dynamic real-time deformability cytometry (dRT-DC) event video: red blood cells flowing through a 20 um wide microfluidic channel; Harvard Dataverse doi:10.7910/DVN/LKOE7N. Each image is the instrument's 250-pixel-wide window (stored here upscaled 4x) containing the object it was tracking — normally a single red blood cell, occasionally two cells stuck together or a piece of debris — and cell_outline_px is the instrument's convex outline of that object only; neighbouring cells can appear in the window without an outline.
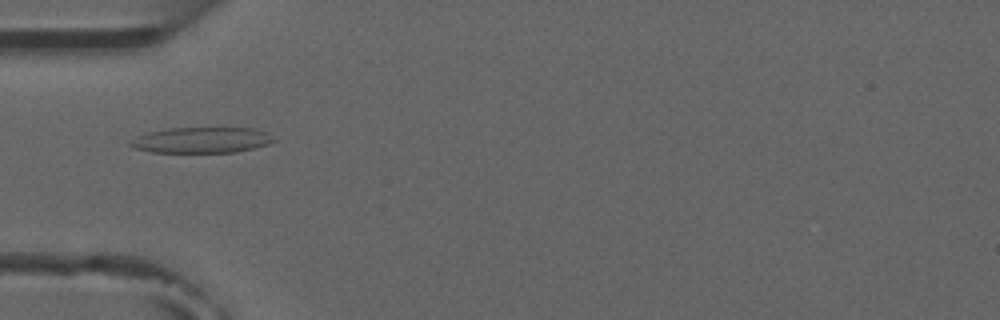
{"species": "common noctule bat (a hibernating species)", "species_latin": "Nyctalus noctula", "temperature_condition": "room temperature", "stored_images_in_passage": 8, "camera_frame_rate_fps": 3000, "um_per_image_px": 0.085, "animal": {"sex": "male", "forearm_length_mm": 52.5}, "frame": {"image": 1, "passage_image": 4, "time_ms": 4.333, "image_size_px": [1000, 320], "cell_outline_px": [[276, 140], [268, 144], [236, 152], [152, 152], [136, 148], [128, 144], [128, 140], [136, 136], [148, 132], [168, 128], [252, 128], [268, 132]], "centroid_in_image_um": [17.11, 11.9], "position_along_channel_um": 67.9, "area_um2": 21.5}}
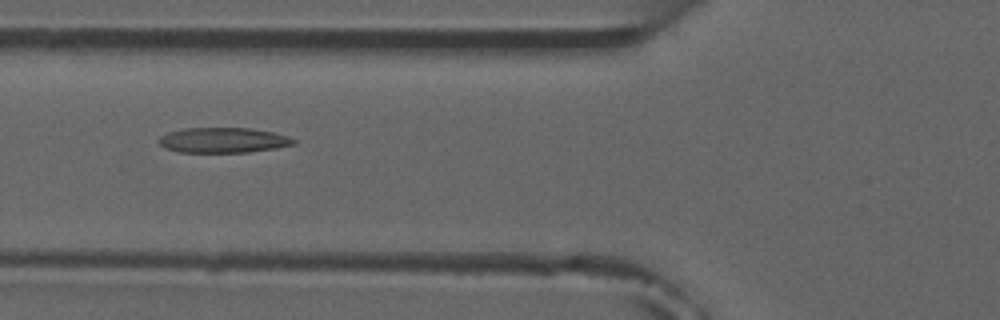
{"frame": {"image": 2, "passage_image": 5, "time_ms": 5.333, "image_size_px": [1000, 320], "cell_outline_px": [[296, 144], [276, 148], [248, 152], [180, 152], [164, 148], [156, 140], [160, 136], [168, 132], [184, 128], [252, 128], [272, 132], [288, 136], [296, 140]], "centroid_in_image_um": [18.95, 11.91], "position_along_channel_um": 106.8, "area_um2": 19.88}}
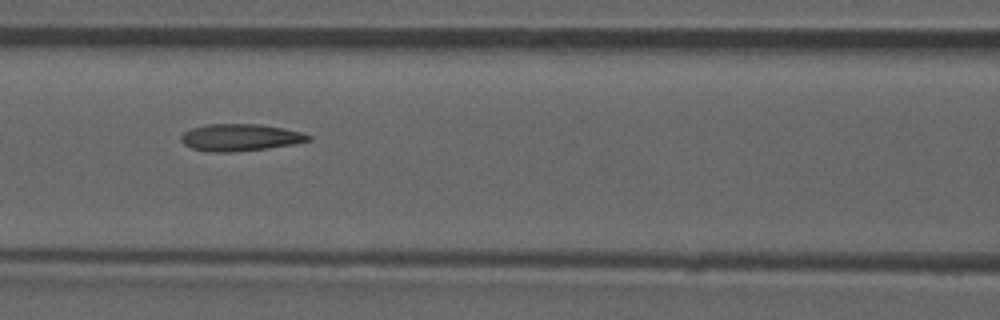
{"frame": {"image": 3, "passage_image": 6, "time_ms": 6.333, "image_size_px": [1000, 320], "cell_outline_px": [[312, 140], [292, 144], [268, 148], [232, 152], [216, 152], [192, 148], [184, 144], [180, 140], [180, 136], [184, 132], [192, 128], [208, 124], [260, 124], [284, 128], [300, 132], [312, 136]], "centroid_in_image_um": [20.42, 11.68], "position_along_channel_um": 146.2, "area_um2": 19.94}}